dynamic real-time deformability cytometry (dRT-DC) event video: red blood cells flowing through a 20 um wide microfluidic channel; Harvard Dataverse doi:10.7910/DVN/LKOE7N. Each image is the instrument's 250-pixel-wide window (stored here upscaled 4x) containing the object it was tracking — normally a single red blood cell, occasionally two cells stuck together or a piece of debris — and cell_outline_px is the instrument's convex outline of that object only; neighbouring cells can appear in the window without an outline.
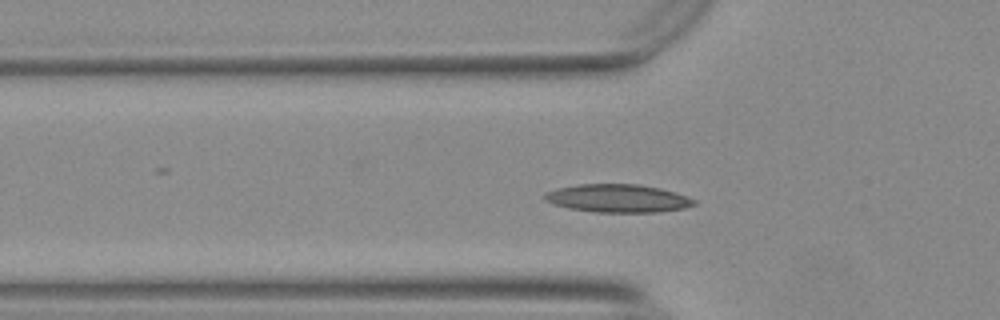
{"species": "Egyptian fruit bat (a non-hibernating species)", "species_latin": "Rousettus aegyptiacus", "temperature_condition": "warm", "stored_images_in_passage": 52, "camera_frame_rate_fps": 3000, "um_per_image_px": 0.085, "animal": {"sex": "female"}, "frame": {"image": 1, "passage_image": 14, "time_ms": 4.333, "image_size_px": [1000, 320], "cell_outline_px": [[696, 204], [684, 208], [656, 212], [592, 212], [568, 208], [552, 204], [544, 200], [544, 192], [556, 188], [576, 184], [640, 184], [660, 188], [696, 200]], "centroid_in_image_um": [52.44, 16.85], "position_along_channel_um": 73.4, "area_um2": 24.51}}
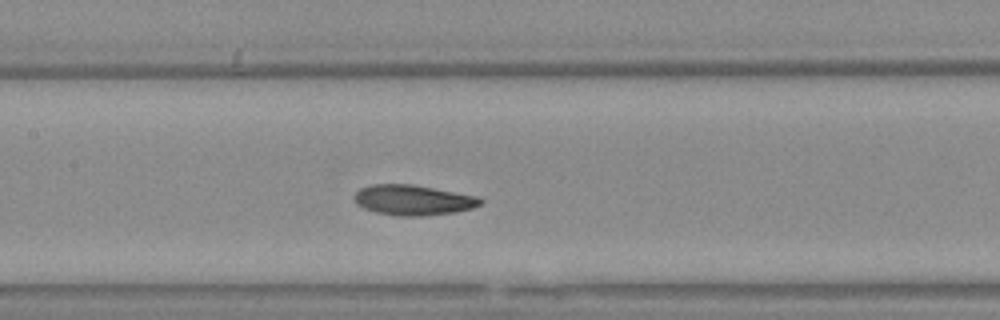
{"frame": {"image": 2, "passage_image": 22, "time_ms": 7.0, "image_size_px": [1000, 320], "cell_outline_px": [[484, 200], [480, 204], [472, 208], [456, 212], [424, 216], [396, 216], [376, 212], [364, 208], [356, 204], [352, 196], [360, 188], [372, 184], [412, 184], [476, 196]], "centroid_in_image_um": [35.07, 17.01], "position_along_channel_um": 172.3, "area_um2": 22.31}}
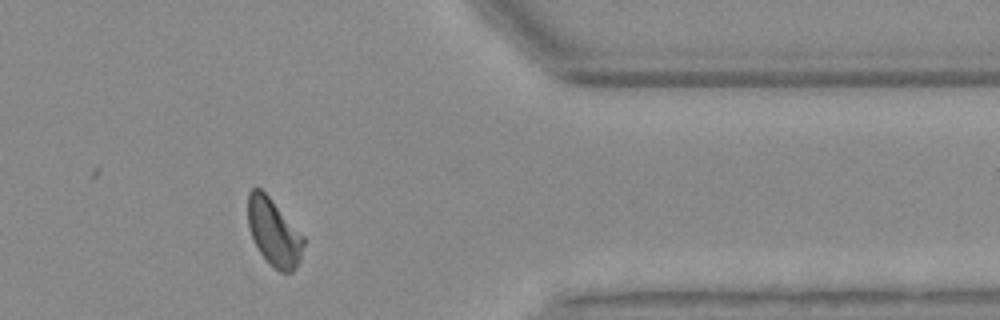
{"frame": {"image": 3, "passage_image": 41, "time_ms": 13.333, "image_size_px": [1000, 320], "cell_outline_px": [[304, 244], [300, 260], [296, 268], [292, 272], [280, 272], [272, 268], [260, 252], [252, 236], [248, 224], [248, 192], [252, 188], [260, 188], [268, 196], [304, 236]], "centroid_in_image_um": [23.28, 19.78], "position_along_channel_um": 388.1, "area_um2": 21.56}, "authors_computed_cell_mechanics": {"area_um2": 22.0218, "velocity_mm_per_s": 3.6933, "shape_relaxation_time_tau1_ms": 4.4502, "shape_relaxation_time_tau2_ms": 3.4426, "deformation_change_tau1": 0.1382, "deformation_change_tau2": 0.0989}}